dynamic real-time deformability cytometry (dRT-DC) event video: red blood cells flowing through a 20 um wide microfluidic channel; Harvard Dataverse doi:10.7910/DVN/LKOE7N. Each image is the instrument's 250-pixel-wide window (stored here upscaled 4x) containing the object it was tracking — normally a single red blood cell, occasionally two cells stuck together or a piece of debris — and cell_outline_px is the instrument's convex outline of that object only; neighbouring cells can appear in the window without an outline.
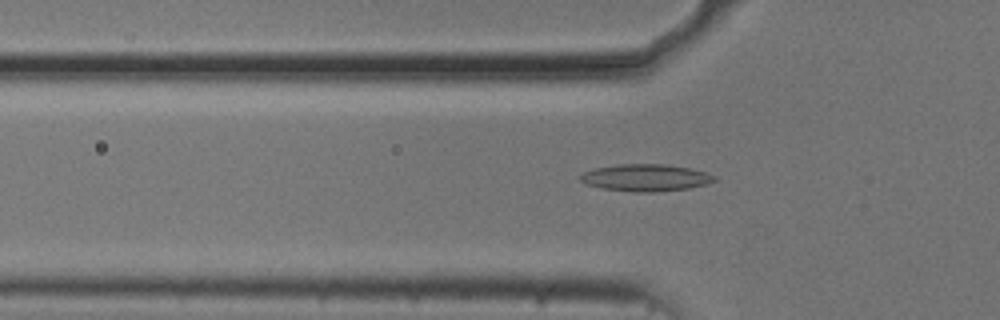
{"species": "common noctule bat (a hibernating species)", "species_latin": "Nyctalus noctula", "temperature_condition": "cold", "stored_images_in_passage": 49, "camera_frame_rate_fps": 3000, "um_per_image_px": 0.085, "animal": {"sex": "male", "body_mass_g": 20.5, "forearm_length_mm": 52.5}, "frame": {"image": 1, "passage_image": 18, "time_ms": 5.667, "image_size_px": [1000, 320], "cell_outline_px": [[716, 180], [704, 184], [688, 188], [652, 192], [632, 192], [604, 188], [588, 184], [580, 180], [580, 176], [584, 172], [596, 168], [620, 164], [664, 164], [688, 168], [704, 172], [716, 176]], "centroid_in_image_um": [54.88, 15.1], "position_along_channel_um": 70.9, "area_um2": 20.69}}
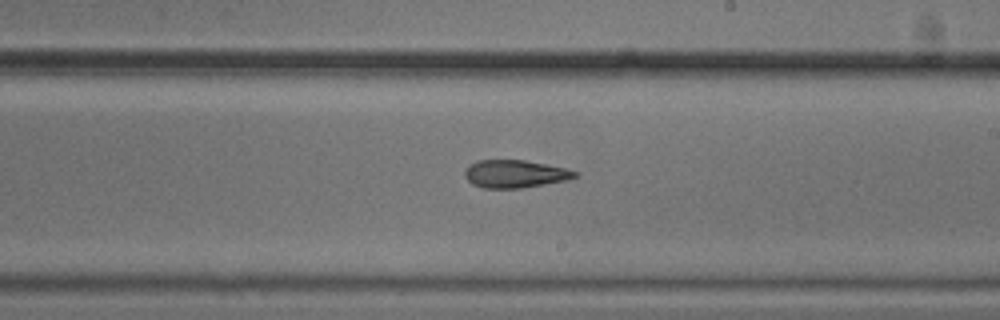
{"frame": {"image": 2, "passage_image": 32, "time_ms": 10.333, "image_size_px": [1000, 320], "cell_outline_px": [[580, 176], [568, 180], [524, 188], [484, 188], [472, 184], [464, 176], [464, 172], [468, 164], [476, 160], [524, 160], [564, 168], [576, 172]], "centroid_in_image_um": [43.75, 14.78], "position_along_channel_um": 245.3, "area_um2": 17.92}}
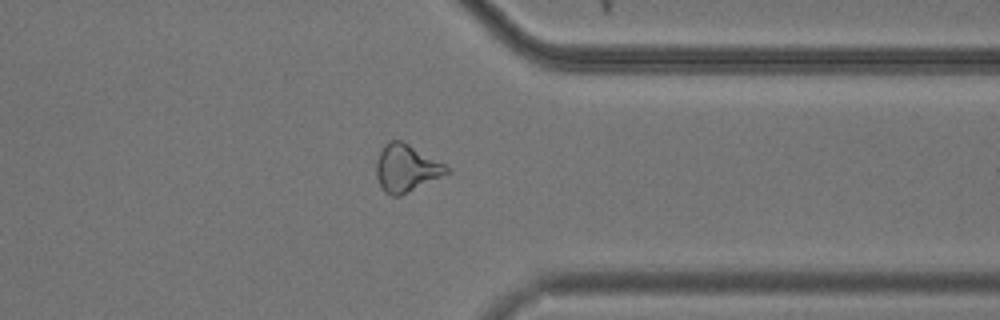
{"frame": {"image": 3, "passage_image": 43, "time_ms": 14.0, "image_size_px": [1000, 320], "cell_outline_px": [[452, 172], [400, 196], [392, 196], [384, 192], [376, 176], [376, 160], [384, 144], [388, 140], [400, 140], [408, 144], [444, 164]], "centroid_in_image_um": [34.51, 14.31], "position_along_channel_um": 376.9, "area_um2": 19.31}, "authors_computed_cell_mechanics": {"area_um2": 19.1318, "velocity_mm_per_s": 3.7154, "shape_relaxation_time_tau1_ms": 8.0282, "shape_relaxation_time_tau2_ms": 2.7362, "deformation_change_tau1": 0.1923, "deformation_change_tau2": 0.102}}